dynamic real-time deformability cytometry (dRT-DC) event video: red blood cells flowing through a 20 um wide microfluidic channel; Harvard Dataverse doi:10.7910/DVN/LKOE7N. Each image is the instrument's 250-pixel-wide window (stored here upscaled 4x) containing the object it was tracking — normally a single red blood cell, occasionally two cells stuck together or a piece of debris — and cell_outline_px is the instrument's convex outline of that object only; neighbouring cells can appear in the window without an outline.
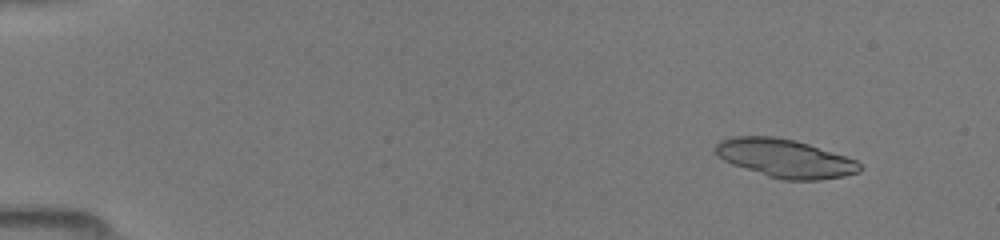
{"species": "common noctule bat (a hibernating species)", "species_latin": "Nyctalus noctula", "temperature_condition": "room temperature", "stored_images_in_passage": 50, "segment_of_instrument_passage": [1, 2], "camera_frame_rate_fps": 3000, "um_per_image_px": 0.085, "animal": {"sex": "female", "body_mass_g": 19.5, "forearm_length_mm": 54.1}, "frame": {"image": 1, "passage_image": 5, "time_ms": 1.333, "image_size_px": [1000, 240], "cell_outline_px": [[864, 168], [860, 172], [844, 176], [820, 180], [784, 180], [768, 176], [732, 164], [724, 160], [716, 152], [716, 144], [720, 140], [732, 136], [772, 136], [796, 140], [856, 160]], "centroid_in_image_um": [66.75, 13.46], "position_along_channel_um": 18.3, "area_um2": 32.08}}